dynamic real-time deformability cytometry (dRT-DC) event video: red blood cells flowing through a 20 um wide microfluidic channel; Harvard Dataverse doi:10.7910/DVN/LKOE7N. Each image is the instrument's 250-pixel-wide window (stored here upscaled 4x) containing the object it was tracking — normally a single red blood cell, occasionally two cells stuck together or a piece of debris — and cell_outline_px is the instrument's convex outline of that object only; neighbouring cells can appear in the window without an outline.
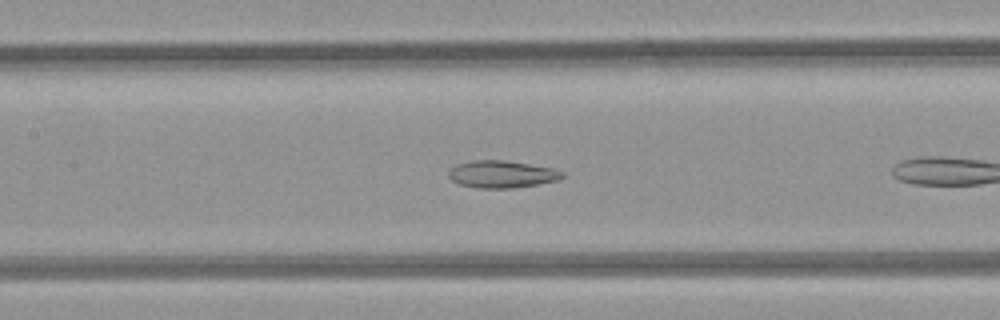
{"species": "common noctule bat (a hibernating species)", "species_latin": "Nyctalus noctula", "temperature_condition": "room temperature", "stored_images_in_passage": 10, "camera_frame_rate_fps": 3000, "um_per_image_px": 0.085, "animal": {"sex": "female", "body_mass_g": 21.9}, "frame": {"image": 1, "passage_image": 9, "time_ms": 2.667, "image_size_px": [1000, 320], "cell_outline_px": [[564, 176], [556, 180], [536, 184], [512, 188], [476, 188], [460, 184], [452, 180], [448, 176], [448, 172], [456, 164], [472, 160], [504, 160], [552, 168], [564, 172]], "centroid_in_image_um": [42.62, 14.8], "position_along_channel_um": 164.8, "area_um2": 17.86}}